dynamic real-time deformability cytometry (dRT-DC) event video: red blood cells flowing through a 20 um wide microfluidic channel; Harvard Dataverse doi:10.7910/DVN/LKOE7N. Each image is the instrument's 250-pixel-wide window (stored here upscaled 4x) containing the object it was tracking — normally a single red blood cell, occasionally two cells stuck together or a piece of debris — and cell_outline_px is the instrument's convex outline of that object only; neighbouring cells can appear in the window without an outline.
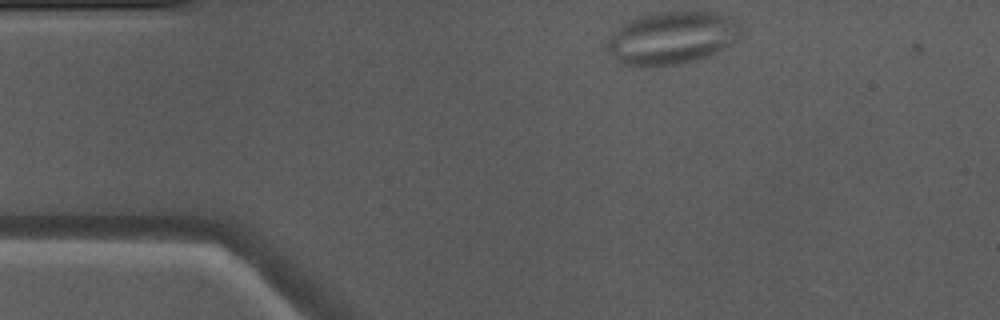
{"species": "Egyptian fruit bat (a non-hibernating species)", "species_latin": "Rousettus aegyptiacus", "temperature_condition": "warm", "stored_images_in_passage": 43, "camera_frame_rate_fps": 3000, "um_per_image_px": 0.085, "animal": {"sex": "male"}, "frame": {"image": 1, "passage_image": 1, "time_ms": 0.0, "image_size_px": [1000, 320], "cell_outline_px": [[740, 36], [736, 40], [708, 56], [696, 60], [676, 64], [620, 64], [616, 60], [604, 44], [624, 24], [640, 16], [660, 12], [708, 12], [732, 16], [740, 24]], "centroid_in_image_um": [57.15, 3.2], "position_along_channel_um": 27.8, "area_um2": 40.0}}
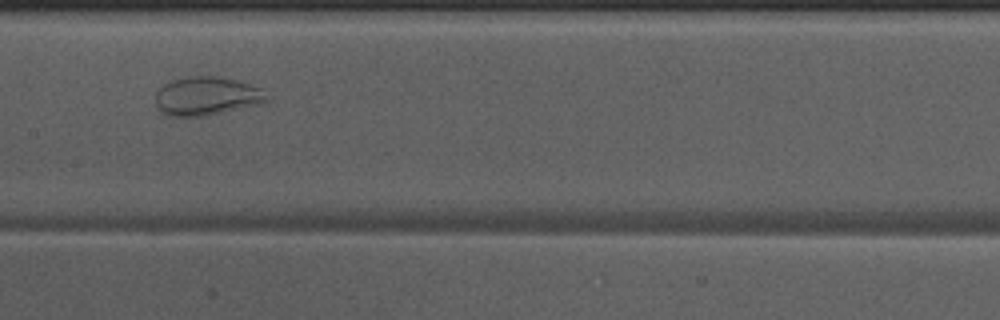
{"frame": {"image": 2, "passage_image": 17, "time_ms": 5.333, "image_size_px": [1000, 320], "cell_outline_px": [[272, 100], [260, 104], [204, 116], [168, 116], [160, 112], [156, 104], [156, 92], [164, 84], [172, 80], [188, 76], [216, 76], [236, 80], [264, 88], [272, 96]], "centroid_in_image_um": [17.64, 8.16], "position_along_channel_um": 189.8, "area_um2": 25.43}}
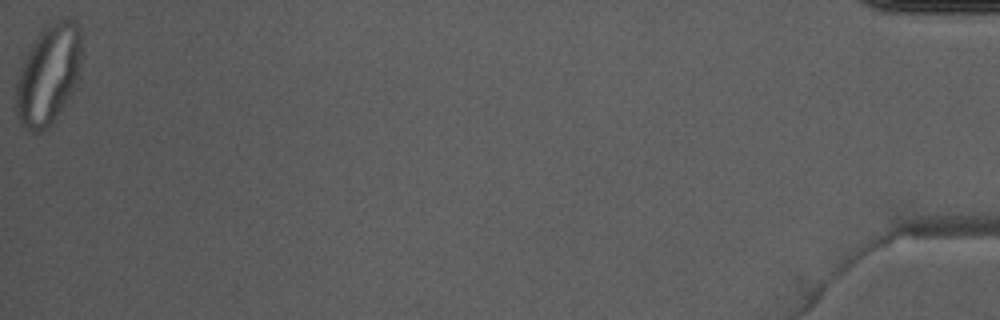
{"frame": {"image": 3, "passage_image": 43, "time_ms": 14.0, "image_size_px": [1000, 320], "cell_outline_px": [[80, 64], [76, 80], [64, 104], [52, 124], [48, 128], [40, 132], [28, 132], [20, 124], [16, 112], [16, 84], [20, 68], [36, 36], [48, 24], [60, 16], [64, 16], [72, 20], [80, 28]], "centroid_in_image_um": [4.08, 6.33], "position_along_channel_um": 431.1, "area_um2": 37.92}}